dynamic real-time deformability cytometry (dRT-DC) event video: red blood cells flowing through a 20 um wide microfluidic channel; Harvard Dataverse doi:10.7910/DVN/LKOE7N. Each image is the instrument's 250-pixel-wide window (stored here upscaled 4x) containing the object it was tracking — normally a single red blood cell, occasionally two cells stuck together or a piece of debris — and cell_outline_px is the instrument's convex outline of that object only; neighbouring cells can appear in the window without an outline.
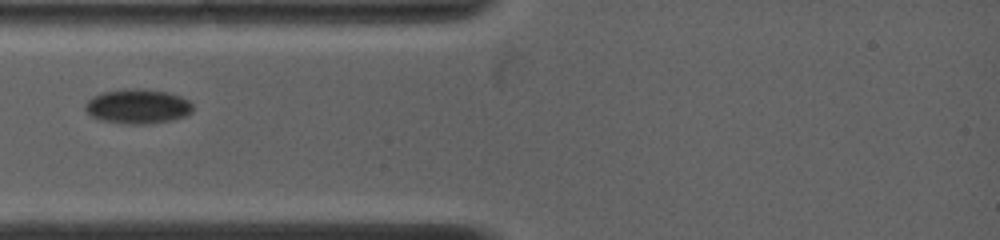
{"species": "common noctule bat (a hibernating species)", "species_latin": "Nyctalus noctula", "temperature_condition": "warm", "stored_images_in_passage": 3, "camera_frame_rate_fps": 5000, "um_per_image_px": 0.085, "animal": {"sex": "female", "body_mass_g": 19.0, "forearm_length_mm": 53.3}, "frame": {"image": 1, "passage_image": 1, "time_ms": 0.0, "image_size_px": [1000, 240], "cell_outline_px": [[192, 112], [184, 116], [172, 120], [136, 124], [132, 124], [100, 120], [92, 116], [84, 108], [84, 104], [92, 96], [100, 92], [124, 88], [136, 88], [168, 92], [180, 96], [188, 100], [192, 104]], "centroid_in_image_um": [11.67, 9.02], "position_along_channel_um": 73.3, "area_um2": 21.62}}